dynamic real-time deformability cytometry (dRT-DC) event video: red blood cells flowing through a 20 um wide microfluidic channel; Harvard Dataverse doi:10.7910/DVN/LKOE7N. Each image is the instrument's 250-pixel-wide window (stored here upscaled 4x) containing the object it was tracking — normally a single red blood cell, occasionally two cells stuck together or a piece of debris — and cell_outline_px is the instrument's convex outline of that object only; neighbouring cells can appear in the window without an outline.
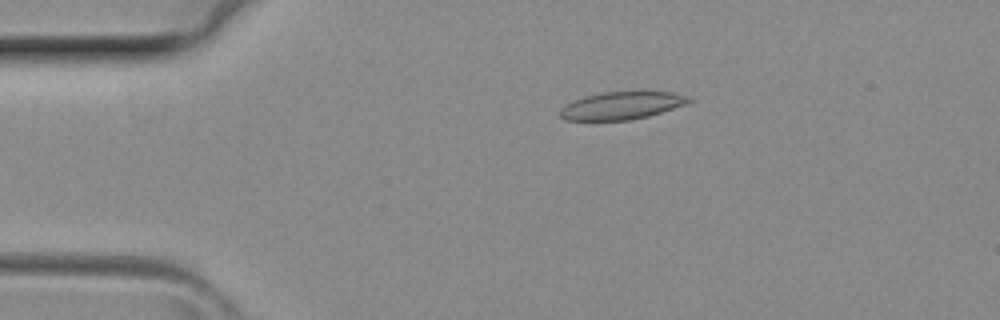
{"species": "common noctule bat (a hibernating species)", "species_latin": "Nyctalus noctula", "temperature_condition": "room temperature", "stored_images_in_passage": 4, "camera_frame_rate_fps": 3000, "um_per_image_px": 0.085, "animal": {"sex": "female", "body_mass_g": 29.2, "forearm_length_mm": 56.3}, "frame": {"image": 1, "passage_image": 3, "time_ms": 0.667, "image_size_px": [1000, 320], "cell_outline_px": [[692, 100], [688, 104], [648, 116], [628, 120], [564, 120], [560, 116], [560, 108], [584, 96], [600, 92], [672, 92], [688, 96]], "centroid_in_image_um": [52.86, 8.97], "position_along_channel_um": 32.1, "area_um2": 20.58}}